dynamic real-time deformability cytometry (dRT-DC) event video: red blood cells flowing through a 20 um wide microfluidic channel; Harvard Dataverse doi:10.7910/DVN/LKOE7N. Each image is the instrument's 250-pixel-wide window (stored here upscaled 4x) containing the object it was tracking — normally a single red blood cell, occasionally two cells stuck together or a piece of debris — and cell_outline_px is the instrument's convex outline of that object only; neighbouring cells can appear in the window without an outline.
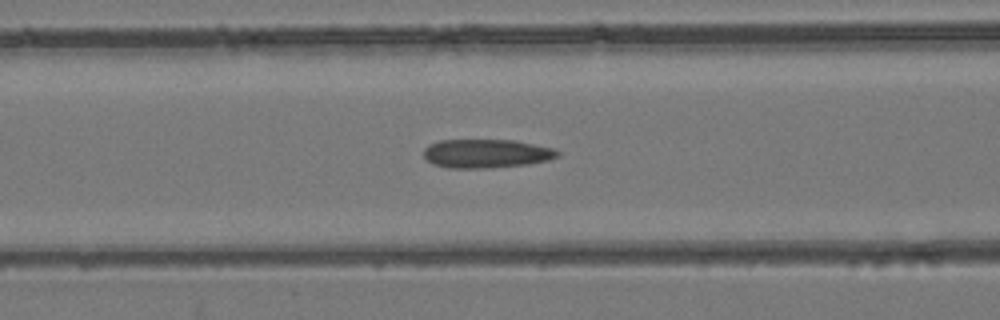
{"species": "common noctule bat (a hibernating species)", "species_latin": "Nyctalus noctula", "temperature_condition": "room temperature", "stored_images_in_passage": 38, "camera_frame_rate_fps": 3000, "um_per_image_px": 0.085, "animal": {"sex": "female", "body_mass_g": 24.6, "forearm_length_mm": 56.2}, "frame": {"image": 1, "passage_image": 13, "time_ms": 4.0, "image_size_px": [1000, 320], "cell_outline_px": [[560, 156], [548, 160], [528, 164], [488, 168], [448, 168], [432, 164], [424, 156], [424, 148], [428, 144], [440, 140], [516, 140], [552, 148], [560, 152]], "centroid_in_image_um": [41.33, 13.05], "position_along_channel_um": 125.3, "area_um2": 22.54}}
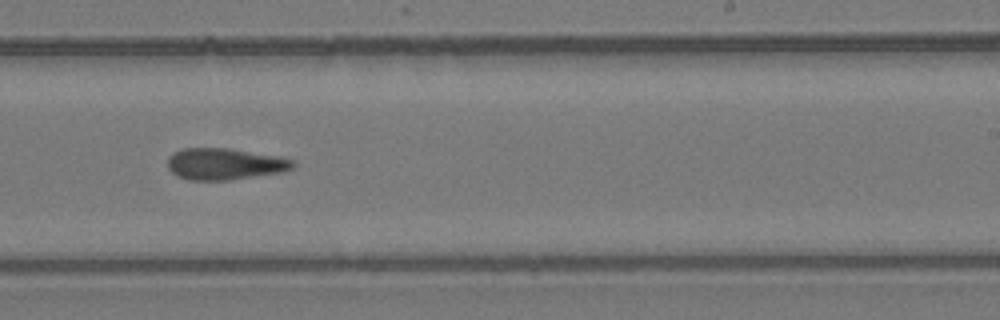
{"frame": {"image": 2, "passage_image": 23, "time_ms": 7.333, "image_size_px": [1000, 320], "cell_outline_px": [[296, 164], [292, 168], [280, 172], [228, 180], [188, 180], [176, 176], [168, 168], [168, 156], [184, 148], [228, 148], [280, 156], [292, 160]], "centroid_in_image_um": [19.08, 13.93], "position_along_channel_um": 269.9, "area_um2": 22.95}}
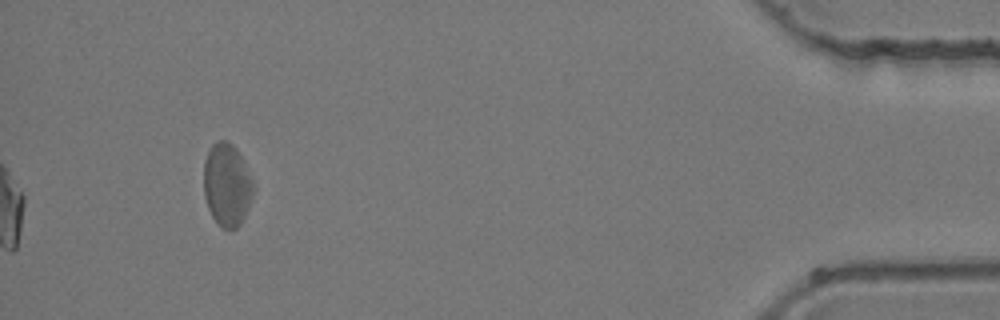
{"frame": {"image": 3, "passage_image": 38, "time_ms": 12.333, "image_size_px": [1000, 320], "cell_outline_px": [[252, 196], [244, 216], [240, 224], [236, 228], [224, 228], [212, 216], [208, 208], [204, 196], [204, 160], [212, 144], [216, 140], [224, 140], [232, 144], [236, 148], [252, 180]], "centroid_in_image_um": [19.26, 15.68], "position_along_channel_um": 415.9, "area_um2": 23.41}}